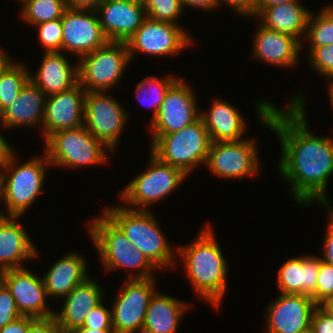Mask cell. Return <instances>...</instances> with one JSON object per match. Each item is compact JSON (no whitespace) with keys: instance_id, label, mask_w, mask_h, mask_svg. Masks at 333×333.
Wrapping results in <instances>:
<instances>
[{"instance_id":"obj_26","label":"cell","mask_w":333,"mask_h":333,"mask_svg":"<svg viewBox=\"0 0 333 333\" xmlns=\"http://www.w3.org/2000/svg\"><path fill=\"white\" fill-rule=\"evenodd\" d=\"M211 142H236L243 140L246 120L241 112L225 100L214 99L209 110L200 113Z\"/></svg>"},{"instance_id":"obj_22","label":"cell","mask_w":333,"mask_h":333,"mask_svg":"<svg viewBox=\"0 0 333 333\" xmlns=\"http://www.w3.org/2000/svg\"><path fill=\"white\" fill-rule=\"evenodd\" d=\"M45 100V93L29 79L19 95L0 113V123L9 129L40 125L42 130Z\"/></svg>"},{"instance_id":"obj_19","label":"cell","mask_w":333,"mask_h":333,"mask_svg":"<svg viewBox=\"0 0 333 333\" xmlns=\"http://www.w3.org/2000/svg\"><path fill=\"white\" fill-rule=\"evenodd\" d=\"M86 90L78 82L72 88L46 96L42 131L45 140L63 129L84 125V97Z\"/></svg>"},{"instance_id":"obj_36","label":"cell","mask_w":333,"mask_h":333,"mask_svg":"<svg viewBox=\"0 0 333 333\" xmlns=\"http://www.w3.org/2000/svg\"><path fill=\"white\" fill-rule=\"evenodd\" d=\"M309 63L312 68L327 80L333 78V44L309 46Z\"/></svg>"},{"instance_id":"obj_47","label":"cell","mask_w":333,"mask_h":333,"mask_svg":"<svg viewBox=\"0 0 333 333\" xmlns=\"http://www.w3.org/2000/svg\"><path fill=\"white\" fill-rule=\"evenodd\" d=\"M299 0H257L255 15L264 7L297 2Z\"/></svg>"},{"instance_id":"obj_48","label":"cell","mask_w":333,"mask_h":333,"mask_svg":"<svg viewBox=\"0 0 333 333\" xmlns=\"http://www.w3.org/2000/svg\"><path fill=\"white\" fill-rule=\"evenodd\" d=\"M69 333H114L113 329H90L83 326L74 328Z\"/></svg>"},{"instance_id":"obj_7","label":"cell","mask_w":333,"mask_h":333,"mask_svg":"<svg viewBox=\"0 0 333 333\" xmlns=\"http://www.w3.org/2000/svg\"><path fill=\"white\" fill-rule=\"evenodd\" d=\"M44 143V151L51 166L77 169L108 162L107 153L110 149L96 139L85 125L54 132Z\"/></svg>"},{"instance_id":"obj_46","label":"cell","mask_w":333,"mask_h":333,"mask_svg":"<svg viewBox=\"0 0 333 333\" xmlns=\"http://www.w3.org/2000/svg\"><path fill=\"white\" fill-rule=\"evenodd\" d=\"M66 2L69 8L95 10L103 0H66Z\"/></svg>"},{"instance_id":"obj_38","label":"cell","mask_w":333,"mask_h":333,"mask_svg":"<svg viewBox=\"0 0 333 333\" xmlns=\"http://www.w3.org/2000/svg\"><path fill=\"white\" fill-rule=\"evenodd\" d=\"M103 300L88 313L83 327L90 329H113L112 312L107 309Z\"/></svg>"},{"instance_id":"obj_15","label":"cell","mask_w":333,"mask_h":333,"mask_svg":"<svg viewBox=\"0 0 333 333\" xmlns=\"http://www.w3.org/2000/svg\"><path fill=\"white\" fill-rule=\"evenodd\" d=\"M107 42L95 10L69 7L65 10L62 17L61 50L81 58Z\"/></svg>"},{"instance_id":"obj_14","label":"cell","mask_w":333,"mask_h":333,"mask_svg":"<svg viewBox=\"0 0 333 333\" xmlns=\"http://www.w3.org/2000/svg\"><path fill=\"white\" fill-rule=\"evenodd\" d=\"M192 87L177 78L167 89L156 117L151 120L152 135L174 133L200 118L201 111Z\"/></svg>"},{"instance_id":"obj_21","label":"cell","mask_w":333,"mask_h":333,"mask_svg":"<svg viewBox=\"0 0 333 333\" xmlns=\"http://www.w3.org/2000/svg\"><path fill=\"white\" fill-rule=\"evenodd\" d=\"M102 288L92 277H87L63 299L59 313H54L62 333H69L84 324L91 309L105 300Z\"/></svg>"},{"instance_id":"obj_52","label":"cell","mask_w":333,"mask_h":333,"mask_svg":"<svg viewBox=\"0 0 333 333\" xmlns=\"http://www.w3.org/2000/svg\"><path fill=\"white\" fill-rule=\"evenodd\" d=\"M0 200L5 201V190H4V179L0 170ZM6 214V215H5ZM8 217L7 213H4L3 210L0 209V218Z\"/></svg>"},{"instance_id":"obj_6","label":"cell","mask_w":333,"mask_h":333,"mask_svg":"<svg viewBox=\"0 0 333 333\" xmlns=\"http://www.w3.org/2000/svg\"><path fill=\"white\" fill-rule=\"evenodd\" d=\"M151 137V153L187 176L206 163L211 140L201 117L177 132Z\"/></svg>"},{"instance_id":"obj_34","label":"cell","mask_w":333,"mask_h":333,"mask_svg":"<svg viewBox=\"0 0 333 333\" xmlns=\"http://www.w3.org/2000/svg\"><path fill=\"white\" fill-rule=\"evenodd\" d=\"M147 17L153 20L169 22L176 25L183 14L181 0H141Z\"/></svg>"},{"instance_id":"obj_24","label":"cell","mask_w":333,"mask_h":333,"mask_svg":"<svg viewBox=\"0 0 333 333\" xmlns=\"http://www.w3.org/2000/svg\"><path fill=\"white\" fill-rule=\"evenodd\" d=\"M320 258L313 255L292 257L278 270V288L283 294H303L316 303V283Z\"/></svg>"},{"instance_id":"obj_18","label":"cell","mask_w":333,"mask_h":333,"mask_svg":"<svg viewBox=\"0 0 333 333\" xmlns=\"http://www.w3.org/2000/svg\"><path fill=\"white\" fill-rule=\"evenodd\" d=\"M108 41L126 42L147 18L141 0H103L95 9Z\"/></svg>"},{"instance_id":"obj_31","label":"cell","mask_w":333,"mask_h":333,"mask_svg":"<svg viewBox=\"0 0 333 333\" xmlns=\"http://www.w3.org/2000/svg\"><path fill=\"white\" fill-rule=\"evenodd\" d=\"M29 75L25 65L13 59L0 73V113L19 95Z\"/></svg>"},{"instance_id":"obj_45","label":"cell","mask_w":333,"mask_h":333,"mask_svg":"<svg viewBox=\"0 0 333 333\" xmlns=\"http://www.w3.org/2000/svg\"><path fill=\"white\" fill-rule=\"evenodd\" d=\"M183 9L185 10V8L189 7V8H200L203 9V11L205 10V12L210 11V10H214L216 9L219 4L217 0H181Z\"/></svg>"},{"instance_id":"obj_30","label":"cell","mask_w":333,"mask_h":333,"mask_svg":"<svg viewBox=\"0 0 333 333\" xmlns=\"http://www.w3.org/2000/svg\"><path fill=\"white\" fill-rule=\"evenodd\" d=\"M19 2L23 3L20 11L22 19L33 26L62 18L68 8L66 0H19Z\"/></svg>"},{"instance_id":"obj_50","label":"cell","mask_w":333,"mask_h":333,"mask_svg":"<svg viewBox=\"0 0 333 333\" xmlns=\"http://www.w3.org/2000/svg\"><path fill=\"white\" fill-rule=\"evenodd\" d=\"M333 320V298L318 305Z\"/></svg>"},{"instance_id":"obj_8","label":"cell","mask_w":333,"mask_h":333,"mask_svg":"<svg viewBox=\"0 0 333 333\" xmlns=\"http://www.w3.org/2000/svg\"><path fill=\"white\" fill-rule=\"evenodd\" d=\"M148 161L146 170L120 192L123 205L133 206H128L129 209L148 211L151 205L169 196L186 180L187 175L181 169L160 161L151 152Z\"/></svg>"},{"instance_id":"obj_10","label":"cell","mask_w":333,"mask_h":333,"mask_svg":"<svg viewBox=\"0 0 333 333\" xmlns=\"http://www.w3.org/2000/svg\"><path fill=\"white\" fill-rule=\"evenodd\" d=\"M101 92H86L84 97V125L111 152L118 147L128 114L118 100Z\"/></svg>"},{"instance_id":"obj_54","label":"cell","mask_w":333,"mask_h":333,"mask_svg":"<svg viewBox=\"0 0 333 333\" xmlns=\"http://www.w3.org/2000/svg\"><path fill=\"white\" fill-rule=\"evenodd\" d=\"M4 275H5V270H3L2 268H0V287L4 283Z\"/></svg>"},{"instance_id":"obj_44","label":"cell","mask_w":333,"mask_h":333,"mask_svg":"<svg viewBox=\"0 0 333 333\" xmlns=\"http://www.w3.org/2000/svg\"><path fill=\"white\" fill-rule=\"evenodd\" d=\"M36 318L31 316H21L18 319L6 324L0 328V333H27L30 324Z\"/></svg>"},{"instance_id":"obj_12","label":"cell","mask_w":333,"mask_h":333,"mask_svg":"<svg viewBox=\"0 0 333 333\" xmlns=\"http://www.w3.org/2000/svg\"><path fill=\"white\" fill-rule=\"evenodd\" d=\"M256 140L211 142L205 165L218 178L237 179L259 174L260 161Z\"/></svg>"},{"instance_id":"obj_29","label":"cell","mask_w":333,"mask_h":333,"mask_svg":"<svg viewBox=\"0 0 333 333\" xmlns=\"http://www.w3.org/2000/svg\"><path fill=\"white\" fill-rule=\"evenodd\" d=\"M190 304L155 291L151 296L141 333H176Z\"/></svg>"},{"instance_id":"obj_55","label":"cell","mask_w":333,"mask_h":333,"mask_svg":"<svg viewBox=\"0 0 333 333\" xmlns=\"http://www.w3.org/2000/svg\"><path fill=\"white\" fill-rule=\"evenodd\" d=\"M300 333H314L311 328L307 329L306 331L300 332Z\"/></svg>"},{"instance_id":"obj_51","label":"cell","mask_w":333,"mask_h":333,"mask_svg":"<svg viewBox=\"0 0 333 333\" xmlns=\"http://www.w3.org/2000/svg\"><path fill=\"white\" fill-rule=\"evenodd\" d=\"M11 62V58L5 52H3L2 48L0 49V73L4 70V68Z\"/></svg>"},{"instance_id":"obj_42","label":"cell","mask_w":333,"mask_h":333,"mask_svg":"<svg viewBox=\"0 0 333 333\" xmlns=\"http://www.w3.org/2000/svg\"><path fill=\"white\" fill-rule=\"evenodd\" d=\"M329 213V222L327 224V231L324 237L323 243V256L321 258L322 261L333 265V207H327Z\"/></svg>"},{"instance_id":"obj_4","label":"cell","mask_w":333,"mask_h":333,"mask_svg":"<svg viewBox=\"0 0 333 333\" xmlns=\"http://www.w3.org/2000/svg\"><path fill=\"white\" fill-rule=\"evenodd\" d=\"M101 215L93 219L88 231L105 270L124 268L136 271L139 269L135 275L130 271L127 279L155 278L152 272L157 268L127 239L123 231L103 211Z\"/></svg>"},{"instance_id":"obj_5","label":"cell","mask_w":333,"mask_h":333,"mask_svg":"<svg viewBox=\"0 0 333 333\" xmlns=\"http://www.w3.org/2000/svg\"><path fill=\"white\" fill-rule=\"evenodd\" d=\"M12 149L2 160L0 169L4 179L7 216L21 217L35 200L44 193L46 166H51L46 153L33 156L27 162L19 164ZM18 162H17V161ZM49 165V166H48Z\"/></svg>"},{"instance_id":"obj_9","label":"cell","mask_w":333,"mask_h":333,"mask_svg":"<svg viewBox=\"0 0 333 333\" xmlns=\"http://www.w3.org/2000/svg\"><path fill=\"white\" fill-rule=\"evenodd\" d=\"M130 61L126 42L108 41L79 59V83L86 92H107L122 79Z\"/></svg>"},{"instance_id":"obj_39","label":"cell","mask_w":333,"mask_h":333,"mask_svg":"<svg viewBox=\"0 0 333 333\" xmlns=\"http://www.w3.org/2000/svg\"><path fill=\"white\" fill-rule=\"evenodd\" d=\"M21 316L14 298L3 283L0 287V328Z\"/></svg>"},{"instance_id":"obj_49","label":"cell","mask_w":333,"mask_h":333,"mask_svg":"<svg viewBox=\"0 0 333 333\" xmlns=\"http://www.w3.org/2000/svg\"><path fill=\"white\" fill-rule=\"evenodd\" d=\"M12 146L4 139L0 133V160H2L10 151Z\"/></svg>"},{"instance_id":"obj_25","label":"cell","mask_w":333,"mask_h":333,"mask_svg":"<svg viewBox=\"0 0 333 333\" xmlns=\"http://www.w3.org/2000/svg\"><path fill=\"white\" fill-rule=\"evenodd\" d=\"M37 73L30 72L29 79L46 96L68 90L79 82L78 63L71 65L62 52H43Z\"/></svg>"},{"instance_id":"obj_13","label":"cell","mask_w":333,"mask_h":333,"mask_svg":"<svg viewBox=\"0 0 333 333\" xmlns=\"http://www.w3.org/2000/svg\"><path fill=\"white\" fill-rule=\"evenodd\" d=\"M112 305L114 333H141L151 296L156 291L155 278L128 279Z\"/></svg>"},{"instance_id":"obj_2","label":"cell","mask_w":333,"mask_h":333,"mask_svg":"<svg viewBox=\"0 0 333 333\" xmlns=\"http://www.w3.org/2000/svg\"><path fill=\"white\" fill-rule=\"evenodd\" d=\"M186 276L200 298L218 309L227 292L228 263L210 225L190 244L177 246Z\"/></svg>"},{"instance_id":"obj_28","label":"cell","mask_w":333,"mask_h":333,"mask_svg":"<svg viewBox=\"0 0 333 333\" xmlns=\"http://www.w3.org/2000/svg\"><path fill=\"white\" fill-rule=\"evenodd\" d=\"M310 13L297 1L264 7L254 17L261 19L259 24L268 29L295 37L303 47L305 38L302 37L305 36Z\"/></svg>"},{"instance_id":"obj_33","label":"cell","mask_w":333,"mask_h":333,"mask_svg":"<svg viewBox=\"0 0 333 333\" xmlns=\"http://www.w3.org/2000/svg\"><path fill=\"white\" fill-rule=\"evenodd\" d=\"M314 15L310 13L305 33L309 46L333 44V4H327Z\"/></svg>"},{"instance_id":"obj_27","label":"cell","mask_w":333,"mask_h":333,"mask_svg":"<svg viewBox=\"0 0 333 333\" xmlns=\"http://www.w3.org/2000/svg\"><path fill=\"white\" fill-rule=\"evenodd\" d=\"M69 252L56 261L42 276L48 297L64 298L89 277L86 259L81 253Z\"/></svg>"},{"instance_id":"obj_17","label":"cell","mask_w":333,"mask_h":333,"mask_svg":"<svg viewBox=\"0 0 333 333\" xmlns=\"http://www.w3.org/2000/svg\"><path fill=\"white\" fill-rule=\"evenodd\" d=\"M4 284L15 300L22 316L34 318H49L55 310L49 309L46 288L42 277L27 268H15L5 271Z\"/></svg>"},{"instance_id":"obj_23","label":"cell","mask_w":333,"mask_h":333,"mask_svg":"<svg viewBox=\"0 0 333 333\" xmlns=\"http://www.w3.org/2000/svg\"><path fill=\"white\" fill-rule=\"evenodd\" d=\"M18 218H0V268L5 271L22 268V261L39 257L25 226L16 221Z\"/></svg>"},{"instance_id":"obj_16","label":"cell","mask_w":333,"mask_h":333,"mask_svg":"<svg viewBox=\"0 0 333 333\" xmlns=\"http://www.w3.org/2000/svg\"><path fill=\"white\" fill-rule=\"evenodd\" d=\"M318 305L303 294H283L266 309L265 333H300L310 328L311 317Z\"/></svg>"},{"instance_id":"obj_32","label":"cell","mask_w":333,"mask_h":333,"mask_svg":"<svg viewBox=\"0 0 333 333\" xmlns=\"http://www.w3.org/2000/svg\"><path fill=\"white\" fill-rule=\"evenodd\" d=\"M177 78L176 75L175 77L168 75L162 78L148 76L137 84L135 91L137 101L143 104V106L145 105V107L147 104V108H153L152 120L158 113L160 105L167 93V89Z\"/></svg>"},{"instance_id":"obj_43","label":"cell","mask_w":333,"mask_h":333,"mask_svg":"<svg viewBox=\"0 0 333 333\" xmlns=\"http://www.w3.org/2000/svg\"><path fill=\"white\" fill-rule=\"evenodd\" d=\"M27 333H62L54 316L36 318L29 326Z\"/></svg>"},{"instance_id":"obj_11","label":"cell","mask_w":333,"mask_h":333,"mask_svg":"<svg viewBox=\"0 0 333 333\" xmlns=\"http://www.w3.org/2000/svg\"><path fill=\"white\" fill-rule=\"evenodd\" d=\"M188 33L179 25L147 17L126 41L130 59L137 52L156 57L175 55L194 43Z\"/></svg>"},{"instance_id":"obj_20","label":"cell","mask_w":333,"mask_h":333,"mask_svg":"<svg viewBox=\"0 0 333 333\" xmlns=\"http://www.w3.org/2000/svg\"><path fill=\"white\" fill-rule=\"evenodd\" d=\"M253 38V57L256 60L278 67L291 68L297 65L302 47L295 37L260 24Z\"/></svg>"},{"instance_id":"obj_3","label":"cell","mask_w":333,"mask_h":333,"mask_svg":"<svg viewBox=\"0 0 333 333\" xmlns=\"http://www.w3.org/2000/svg\"><path fill=\"white\" fill-rule=\"evenodd\" d=\"M102 210L157 269H174L177 249L168 242L154 213L129 209L124 205L107 206Z\"/></svg>"},{"instance_id":"obj_40","label":"cell","mask_w":333,"mask_h":333,"mask_svg":"<svg viewBox=\"0 0 333 333\" xmlns=\"http://www.w3.org/2000/svg\"><path fill=\"white\" fill-rule=\"evenodd\" d=\"M310 328L314 333H333V320L317 306L311 317Z\"/></svg>"},{"instance_id":"obj_1","label":"cell","mask_w":333,"mask_h":333,"mask_svg":"<svg viewBox=\"0 0 333 333\" xmlns=\"http://www.w3.org/2000/svg\"><path fill=\"white\" fill-rule=\"evenodd\" d=\"M303 94L294 95L285 108L260 100L258 118L278 135L281 158L278 171L291 186V196L299 206L319 203L330 207L327 182L333 175V137L317 136L310 131Z\"/></svg>"},{"instance_id":"obj_41","label":"cell","mask_w":333,"mask_h":333,"mask_svg":"<svg viewBox=\"0 0 333 333\" xmlns=\"http://www.w3.org/2000/svg\"><path fill=\"white\" fill-rule=\"evenodd\" d=\"M219 6L223 3L236 12L237 15L254 17L256 12L257 0H217Z\"/></svg>"},{"instance_id":"obj_35","label":"cell","mask_w":333,"mask_h":333,"mask_svg":"<svg viewBox=\"0 0 333 333\" xmlns=\"http://www.w3.org/2000/svg\"><path fill=\"white\" fill-rule=\"evenodd\" d=\"M35 28L45 53L62 52V18L40 23Z\"/></svg>"},{"instance_id":"obj_53","label":"cell","mask_w":333,"mask_h":333,"mask_svg":"<svg viewBox=\"0 0 333 333\" xmlns=\"http://www.w3.org/2000/svg\"><path fill=\"white\" fill-rule=\"evenodd\" d=\"M329 80H330V82H329L330 84H329L328 94H329L330 105L333 108V78L329 79Z\"/></svg>"},{"instance_id":"obj_37","label":"cell","mask_w":333,"mask_h":333,"mask_svg":"<svg viewBox=\"0 0 333 333\" xmlns=\"http://www.w3.org/2000/svg\"><path fill=\"white\" fill-rule=\"evenodd\" d=\"M333 298V265L320 258V268L316 283V304L319 305Z\"/></svg>"}]
</instances>
